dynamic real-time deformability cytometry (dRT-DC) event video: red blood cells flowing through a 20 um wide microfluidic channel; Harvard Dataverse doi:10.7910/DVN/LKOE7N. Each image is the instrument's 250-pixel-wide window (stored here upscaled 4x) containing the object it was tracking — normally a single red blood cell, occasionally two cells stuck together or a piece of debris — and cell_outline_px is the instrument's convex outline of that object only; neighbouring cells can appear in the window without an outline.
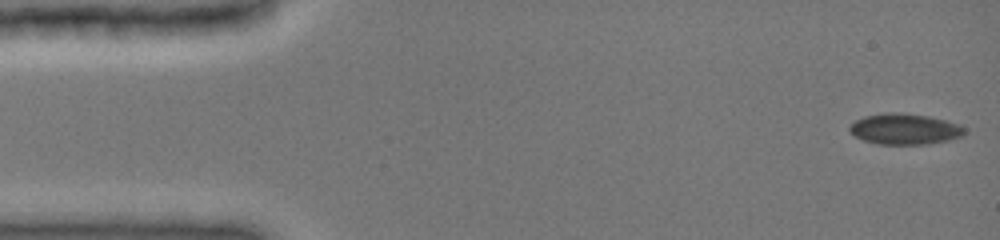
{"species": "common noctule bat (a hibernating species)", "species_latin": "Nyctalus noctula", "temperature_condition": "cold", "stored_images_in_passage": 47, "camera_frame_rate_fps": 3000, "um_per_image_px": 0.085, "animal": {"sex": "female", "body_mass_g": 19.0, "forearm_length_mm": 51.5}, "frame": {"image": 1, "passage_image": 1, "time_ms": 0.0, "image_size_px": [1000, 240], "cell_outline_px": [[964, 132], [960, 136], [948, 140], [928, 144], [880, 144], [864, 140], [856, 136], [848, 128], [856, 120], [864, 116], [884, 112], [900, 112], [928, 116], [960, 124], [964, 128]], "centroid_in_image_um": [76.89, 10.95], "position_along_channel_um": 8.1, "area_um2": 20.46}}
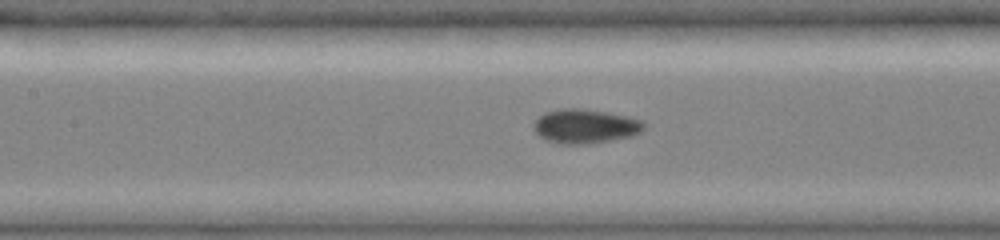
{"frame": {"image": 2, "passage_image": 21, "time_ms": 6.667, "image_size_px": [1000, 240], "cell_outline_px": [[644, 128], [640, 132], [632, 136], [588, 144], [560, 144], [544, 140], [532, 128], [532, 124], [544, 112], [560, 108], [580, 108], [628, 116], [644, 120]], "centroid_in_image_um": [49.71, 10.73], "position_along_channel_um": 157.7, "area_um2": 22.14}}
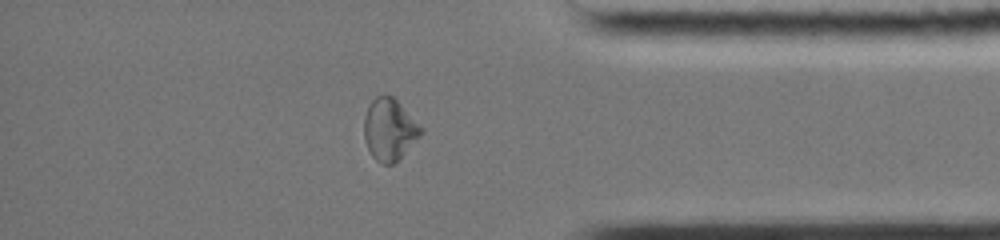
{"frame": {"image": 3, "passage_image": 40, "time_ms": 13.0, "image_size_px": [1000, 240], "cell_outline_px": [[424, 132], [392, 164], [384, 164], [376, 160], [372, 156], [364, 140], [364, 116], [368, 104], [376, 96], [384, 92], [392, 96], [424, 128]], "centroid_in_image_um": [33.08, 10.96], "position_along_channel_um": 402.1, "area_um2": 20.46}, "authors_computed_cell_mechanics": {"area_um2": 20.4612, "velocity_mm_per_s": 4.0025, "shape_relaxation_time_tau1_ms": null, "shape_relaxation_time_tau2_ms": 1.2506, "deformation_change_tau1": null, "deformation_change_tau2": 0.033}}